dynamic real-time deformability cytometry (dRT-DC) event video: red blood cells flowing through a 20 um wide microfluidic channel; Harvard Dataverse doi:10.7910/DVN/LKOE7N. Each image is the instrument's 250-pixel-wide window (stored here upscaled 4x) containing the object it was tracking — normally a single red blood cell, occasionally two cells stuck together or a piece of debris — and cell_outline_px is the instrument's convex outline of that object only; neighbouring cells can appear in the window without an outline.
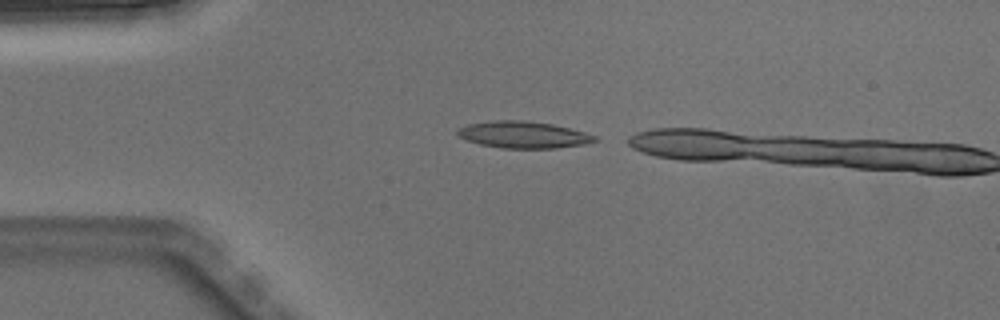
{"species": "Egyptian fruit bat (a non-hibernating species)", "species_latin": "Rousettus aegyptiacus", "temperature_condition": "warm", "stored_images_in_passage": 2, "camera_frame_rate_fps": 3000, "um_per_image_px": 0.085, "animal": {"sex": "male"}, "frame": {"image": 1, "passage_image": 1, "time_ms": 0.0, "image_size_px": [1000, 320], "cell_outline_px": [[600, 140], [584, 144], [556, 148], [500, 148], [480, 144], [468, 140], [460, 136], [456, 132], [456, 128], [468, 124], [492, 120], [524, 120], [552, 124], [600, 136]], "centroid_in_image_um": [44.51, 11.45], "position_along_channel_um": 40.5, "area_um2": 21.5}}